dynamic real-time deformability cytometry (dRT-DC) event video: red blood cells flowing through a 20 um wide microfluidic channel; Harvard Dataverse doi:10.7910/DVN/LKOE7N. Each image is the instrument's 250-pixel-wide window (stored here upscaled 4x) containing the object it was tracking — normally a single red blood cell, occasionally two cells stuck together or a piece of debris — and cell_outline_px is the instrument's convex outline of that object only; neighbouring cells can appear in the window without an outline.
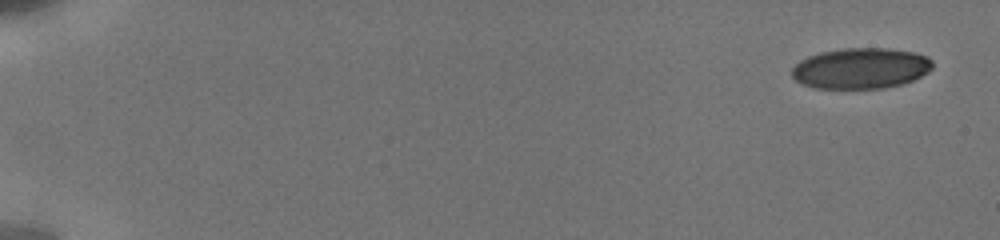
{"species": "human", "species_latin": "Homo sapiens", "temperature_condition": "cold", "stored_images_in_passage": 14, "camera_frame_rate_fps": 3000, "um_per_image_px": 0.085, "donor": {"sex": "male"}, "frame": {"image": 1, "passage_image": 1, "time_ms": 0.0, "image_size_px": [1000, 240], "cell_outline_px": [[932, 68], [928, 72], [904, 84], [884, 88], [816, 88], [804, 84], [796, 80], [792, 76], [792, 68], [800, 60], [808, 56], [820, 52], [844, 48], [888, 48], [912, 52], [928, 56], [932, 60]], "centroid_in_image_um": [73.18, 5.8], "position_along_channel_um": 11.8, "area_um2": 33.41}}
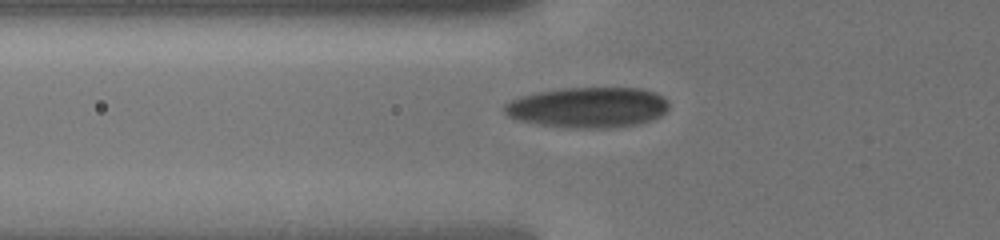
{"frame": {"image": 2, "passage_image": 10, "time_ms": 6.333, "image_size_px": [1000, 240], "cell_outline_px": [[668, 108], [660, 116], [652, 120], [640, 124], [608, 128], [564, 128], [536, 124], [520, 120], [508, 116], [500, 108], [508, 100], [520, 96], [536, 92], [560, 88], [644, 88], [664, 96], [668, 100]], "centroid_in_image_um": [49.95, 9.13], "position_along_channel_um": 75.9, "area_um2": 39.48}}
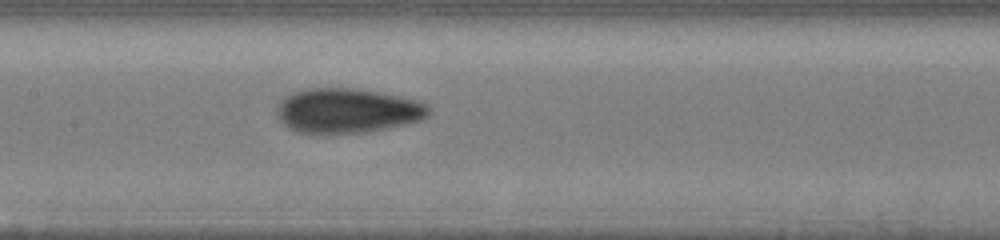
{"frame": {"image": 3, "passage_image": 14, "time_ms": 9.0, "image_size_px": [1000, 240], "cell_outline_px": [[432, 112], [428, 116], [420, 120], [404, 124], [368, 132], [328, 136], [312, 136], [296, 132], [288, 128], [276, 116], [276, 108], [280, 100], [284, 96], [292, 92], [308, 88], [356, 88], [380, 92], [400, 96], [432, 104]], "centroid_in_image_um": [29.49, 9.44], "position_along_channel_um": 177.9, "area_um2": 41.04}}